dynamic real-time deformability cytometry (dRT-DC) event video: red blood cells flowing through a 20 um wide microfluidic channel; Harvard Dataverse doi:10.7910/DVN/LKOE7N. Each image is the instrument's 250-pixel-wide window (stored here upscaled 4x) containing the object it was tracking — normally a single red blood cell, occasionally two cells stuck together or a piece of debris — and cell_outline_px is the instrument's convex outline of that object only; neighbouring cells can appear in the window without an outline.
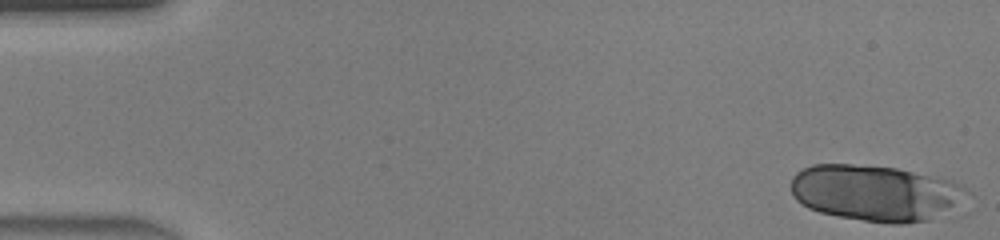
{"species": "human", "species_latin": "Homo sapiens", "temperature_condition": "warm", "stored_images_in_passage": 24, "camera_frame_rate_fps": 3000, "um_per_image_px": 0.085, "donor": {"sex": "male"}, "frame": {"image": 1, "passage_image": 1, "time_ms": 0.0, "image_size_px": [1000, 240], "cell_outline_px": [[976, 196], [928, 220], [904, 224], [888, 224], [840, 216], [820, 212], [808, 208], [800, 204], [792, 196], [792, 176], [796, 172], [812, 164], [852, 164], [896, 168], [940, 176], [964, 184]], "centroid_in_image_um": [74.51, 16.39], "position_along_channel_um": 10.5, "area_um2": 58.44}}
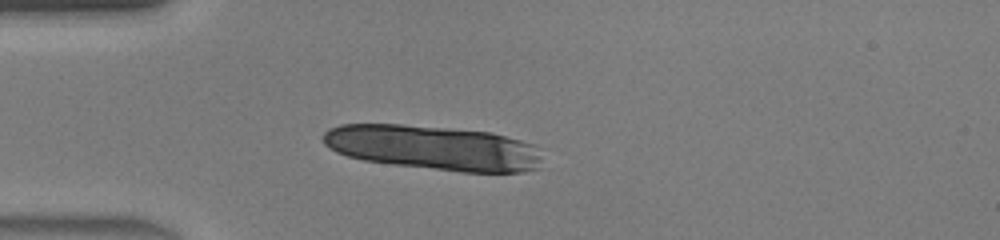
{"frame": {"image": 2, "passage_image": 12, "time_ms": 3.667, "image_size_px": [1000, 240], "cell_outline_px": [[540, 168], [524, 172], [460, 172], [392, 164], [364, 160], [348, 156], [336, 152], [328, 148], [324, 144], [320, 136], [328, 128], [340, 124], [400, 124], [492, 132], [536, 144], [540, 160]], "centroid_in_image_um": [36.82, 12.55], "position_along_channel_um": 48.2, "area_um2": 57.4}}